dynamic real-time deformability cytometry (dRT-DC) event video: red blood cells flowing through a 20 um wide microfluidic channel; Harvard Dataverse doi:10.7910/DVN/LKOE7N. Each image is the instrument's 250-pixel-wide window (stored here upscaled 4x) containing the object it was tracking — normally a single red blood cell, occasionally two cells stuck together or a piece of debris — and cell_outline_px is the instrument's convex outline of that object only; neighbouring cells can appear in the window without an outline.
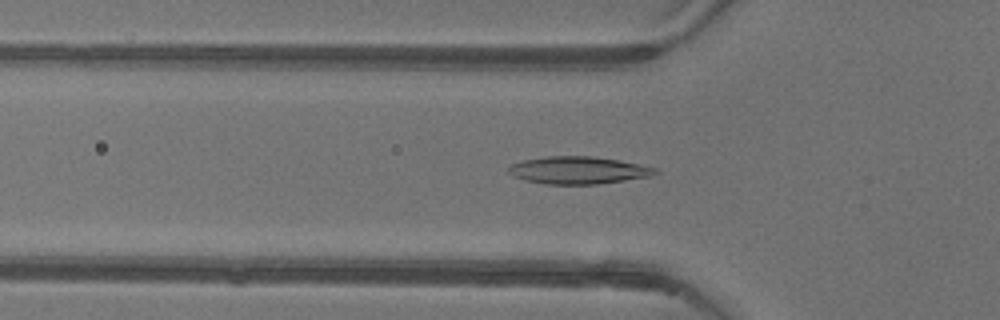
{"species": "common noctule bat (a hibernating species)", "species_latin": "Nyctalus noctula", "temperature_condition": "warm", "stored_images_in_passage": 42, "camera_frame_rate_fps": 3000, "um_per_image_px": 0.085, "animal": {"sex": "female"}, "frame": {"image": 1, "passage_image": 13, "time_ms": 4.0, "image_size_px": [1000, 320], "cell_outline_px": [[660, 172], [652, 176], [596, 184], [544, 184], [524, 180], [512, 176], [508, 172], [508, 168], [512, 164], [524, 160], [544, 156], [592, 156], [620, 160], [656, 168]], "centroid_in_image_um": [49.14, 14.47], "position_along_channel_um": 76.7, "area_um2": 23.47}}
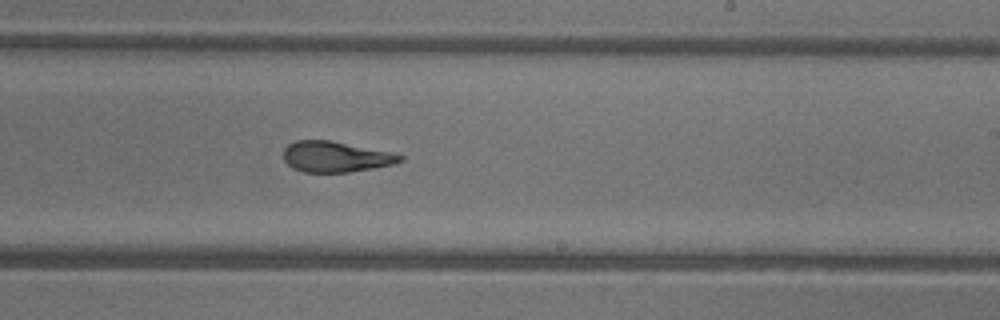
{"frame": {"image": 2, "passage_image": 27, "time_ms": 8.667, "image_size_px": [1000, 320], "cell_outline_px": [[404, 160], [392, 164], [372, 168], [348, 172], [304, 172], [292, 168], [284, 160], [284, 148], [288, 144], [296, 140], [332, 140], [388, 152], [404, 156]], "centroid_in_image_um": [28.49, 13.32], "position_along_channel_um": 260.5, "area_um2": 20.69}}
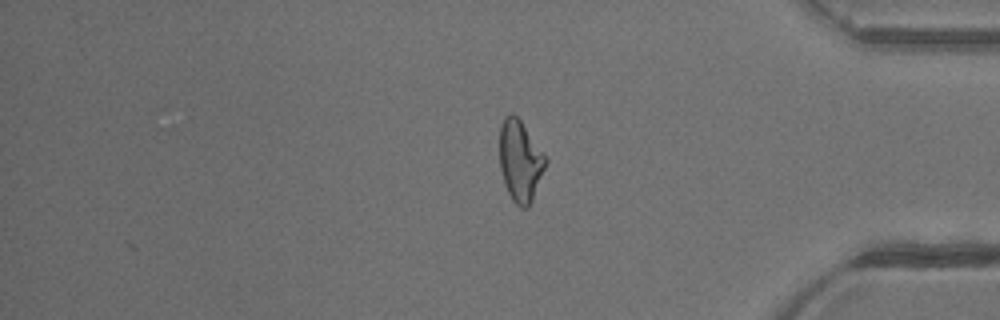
{"frame": {"image": 3, "passage_image": 39, "time_ms": 12.667, "image_size_px": [1000, 320], "cell_outline_px": [[548, 160], [532, 200], [528, 208], [520, 208], [512, 200], [504, 184], [500, 168], [500, 128], [504, 116], [508, 112], [512, 112], [520, 120]], "centroid_in_image_um": [44.2, 13.68], "position_along_channel_um": 391.0, "area_um2": 21.62}, "authors_computed_cell_mechanics": {"area_um2": 21.8773, "velocity_mm_per_s": 3.9193, "shape_relaxation_time_tau1_ms": 9.6991, "shape_relaxation_time_tau2_ms": 1.1666, "deformation_change_tau1": 0.2884, "deformation_change_tau2": 0.0758}}